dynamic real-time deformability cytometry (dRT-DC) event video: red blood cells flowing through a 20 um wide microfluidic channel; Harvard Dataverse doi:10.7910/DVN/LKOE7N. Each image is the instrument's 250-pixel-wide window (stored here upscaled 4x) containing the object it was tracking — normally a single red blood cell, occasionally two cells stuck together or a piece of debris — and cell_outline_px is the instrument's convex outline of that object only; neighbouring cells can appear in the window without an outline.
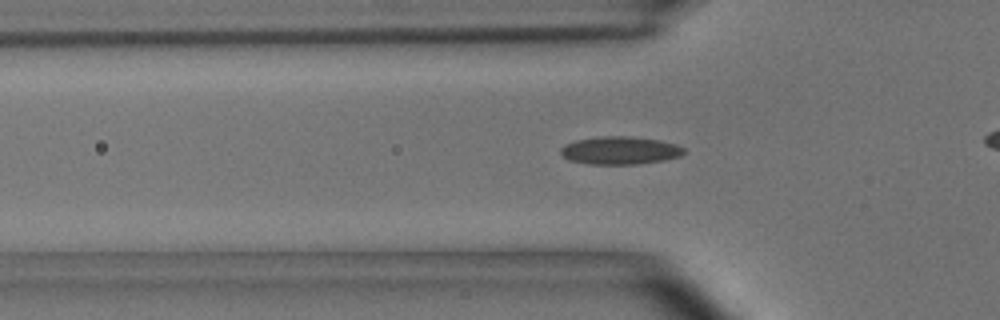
{"species": "common noctule bat (a hibernating species)", "species_latin": "Nyctalus noctula", "temperature_condition": "room temperature", "stored_images_in_passage": 39, "camera_frame_rate_fps": 3000, "um_per_image_px": 0.085, "animal": {"sex": "male", "body_mass_g": 15.6}, "frame": {"image": 1, "passage_image": 12, "time_ms": 3.667, "image_size_px": [1000, 320], "cell_outline_px": [[684, 152], [680, 156], [664, 160], [640, 164], [588, 164], [568, 160], [560, 152], [560, 148], [564, 144], [576, 140], [600, 136], [628, 136], [660, 140], [676, 144], [684, 148]], "centroid_in_image_um": [52.68, 12.79], "position_along_channel_um": 73.1, "area_um2": 20.11}}